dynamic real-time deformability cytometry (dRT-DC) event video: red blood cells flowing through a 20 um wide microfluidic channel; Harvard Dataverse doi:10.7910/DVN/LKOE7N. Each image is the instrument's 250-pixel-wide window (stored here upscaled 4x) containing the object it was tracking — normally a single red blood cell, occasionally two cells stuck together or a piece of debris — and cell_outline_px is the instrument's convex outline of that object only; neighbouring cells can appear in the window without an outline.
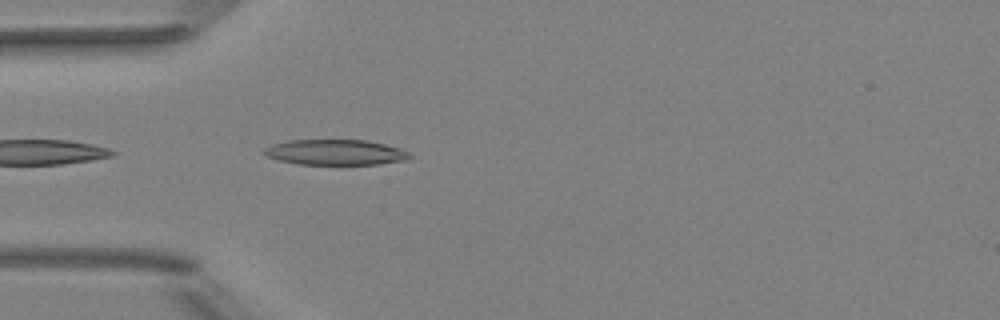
{"species": "Egyptian fruit bat (a non-hibernating species)", "species_latin": "Rousettus aegyptiacus", "temperature_condition": "room temperature", "stored_images_in_passage": 23, "camera_frame_rate_fps": 3000, "um_per_image_px": 0.085, "animal": {"sex": "female"}, "frame": {"image": 1, "passage_image": 2, "time_ms": 0.333, "image_size_px": [1000, 320], "cell_outline_px": [[412, 156], [408, 160], [380, 164], [300, 164], [280, 160], [264, 156], [260, 152], [264, 148], [272, 144], [288, 140], [364, 140], [384, 144], [400, 148], [408, 152]], "centroid_in_image_um": [28.48, 12.94], "position_along_channel_um": 56.5, "area_um2": 21.68}}
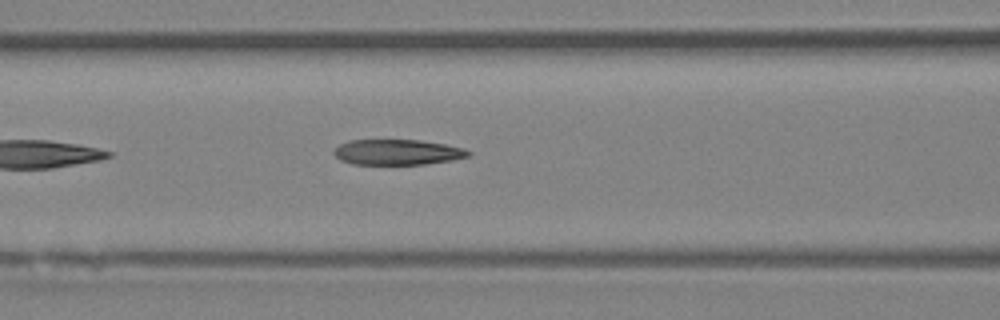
{"frame": {"image": 2, "passage_image": 8, "time_ms": 2.333, "image_size_px": [1000, 320], "cell_outline_px": [[472, 156], [452, 160], [424, 164], [352, 164], [340, 160], [332, 152], [340, 144], [348, 140], [420, 140], [444, 144], [464, 148], [472, 152]], "centroid_in_image_um": [33.8, 12.93], "position_along_channel_um": 132.8, "area_um2": 20.0}}
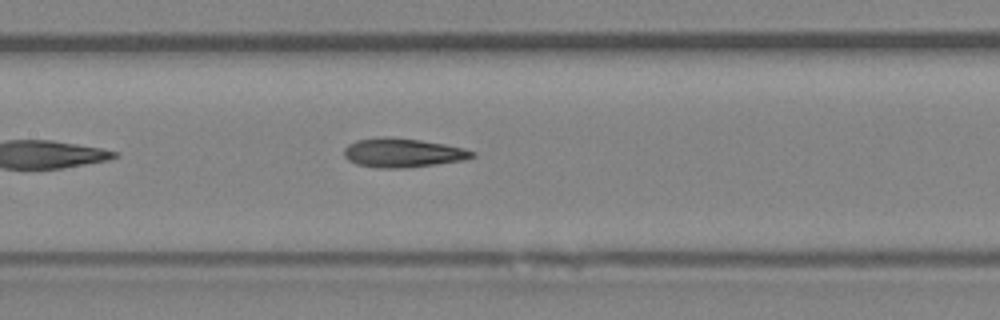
{"frame": {"image": 3, "passage_image": 11, "time_ms": 3.333, "image_size_px": [1000, 320], "cell_outline_px": [[476, 156], [464, 160], [404, 168], [376, 168], [356, 164], [348, 160], [344, 156], [344, 148], [348, 144], [356, 140], [380, 136], [384, 136], [420, 140], [444, 144], [464, 148], [476, 152]], "centroid_in_image_um": [34.21, 12.98], "position_along_channel_um": 173.2, "area_um2": 21.79}}